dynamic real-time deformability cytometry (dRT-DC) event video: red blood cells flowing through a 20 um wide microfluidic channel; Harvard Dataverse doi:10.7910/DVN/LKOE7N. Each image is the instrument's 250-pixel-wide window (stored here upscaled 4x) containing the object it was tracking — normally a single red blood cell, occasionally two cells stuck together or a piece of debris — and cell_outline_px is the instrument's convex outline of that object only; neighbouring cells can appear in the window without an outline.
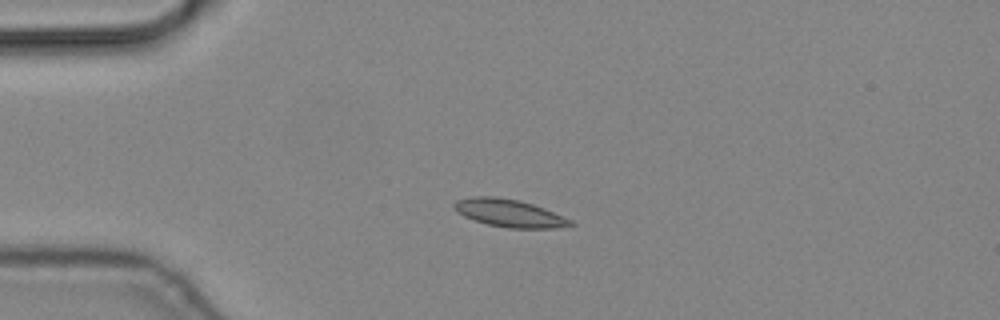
{"species": "common noctule bat (a hibernating species)", "species_latin": "Nyctalus noctula", "temperature_condition": "cold", "stored_images_in_passage": 6, "camera_frame_rate_fps": 3000, "um_per_image_px": 0.085, "animal": {"sex": "male", "body_mass_g": 19.2, "forearm_length_mm": 51.8}, "frame": {"image": 1, "passage_image": 4, "time_ms": 1.0, "image_size_px": [1000, 320], "cell_outline_px": [[576, 224], [552, 228], [508, 228], [488, 224], [464, 216], [452, 204], [456, 200], [472, 196], [496, 196], [520, 200], [544, 208], [572, 220]], "centroid_in_image_um": [43.3, 18.1], "position_along_channel_um": 41.7, "area_um2": 18.55}}
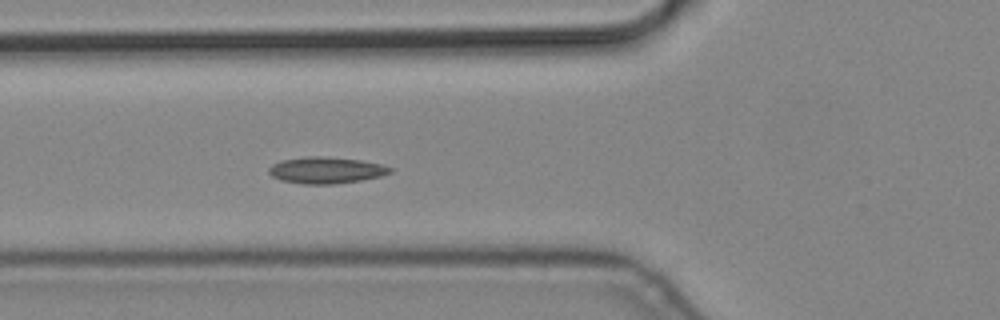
{"frame": {"image": 2, "passage_image": 6, "time_ms": 1.667, "image_size_px": [1000, 320], "cell_outline_px": [[392, 172], [380, 176], [360, 180], [332, 184], [304, 184], [280, 180], [272, 176], [268, 172], [268, 168], [272, 164], [280, 160], [304, 156], [324, 156], [360, 160], [380, 164], [392, 168]], "centroid_in_image_um": [27.66, 14.46], "position_along_channel_um": 98.1, "area_um2": 18.73}}